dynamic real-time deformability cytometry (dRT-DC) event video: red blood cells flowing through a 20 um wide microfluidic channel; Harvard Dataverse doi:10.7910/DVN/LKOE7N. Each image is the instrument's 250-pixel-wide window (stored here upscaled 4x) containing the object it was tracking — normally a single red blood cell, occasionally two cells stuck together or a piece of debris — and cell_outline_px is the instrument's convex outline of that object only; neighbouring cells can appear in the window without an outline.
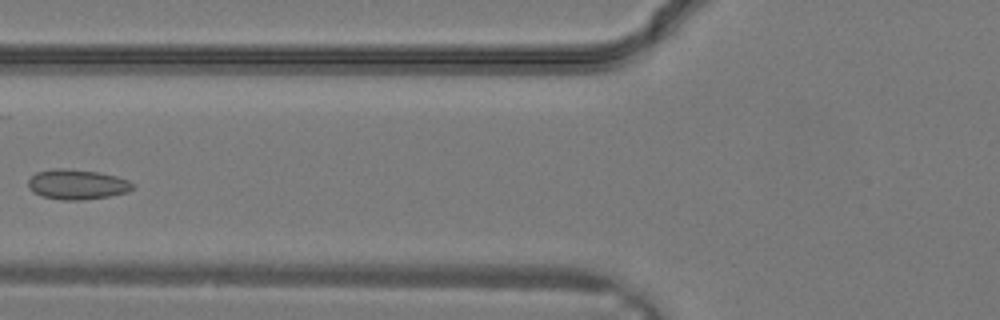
{"species": "common noctule bat (a hibernating species)", "species_latin": "Nyctalus noctula", "temperature_condition": "warm", "stored_images_in_passage": 26, "camera_frame_rate_fps": 3000, "um_per_image_px": 0.085, "animal": {"sex": "male", "body_mass_g": 19.2, "forearm_length_mm": 51.8}, "frame": {"image": 1, "passage_image": 8, "time_ms": 2.333, "image_size_px": [1000, 320], "cell_outline_px": [[136, 184], [128, 192], [108, 196], [80, 200], [60, 200], [40, 196], [32, 192], [28, 188], [28, 180], [36, 172], [56, 168], [68, 168], [100, 172], [116, 176], [128, 180]], "centroid_in_image_um": [6.53, 15.67], "position_along_channel_um": 119.3, "area_um2": 18.5}}